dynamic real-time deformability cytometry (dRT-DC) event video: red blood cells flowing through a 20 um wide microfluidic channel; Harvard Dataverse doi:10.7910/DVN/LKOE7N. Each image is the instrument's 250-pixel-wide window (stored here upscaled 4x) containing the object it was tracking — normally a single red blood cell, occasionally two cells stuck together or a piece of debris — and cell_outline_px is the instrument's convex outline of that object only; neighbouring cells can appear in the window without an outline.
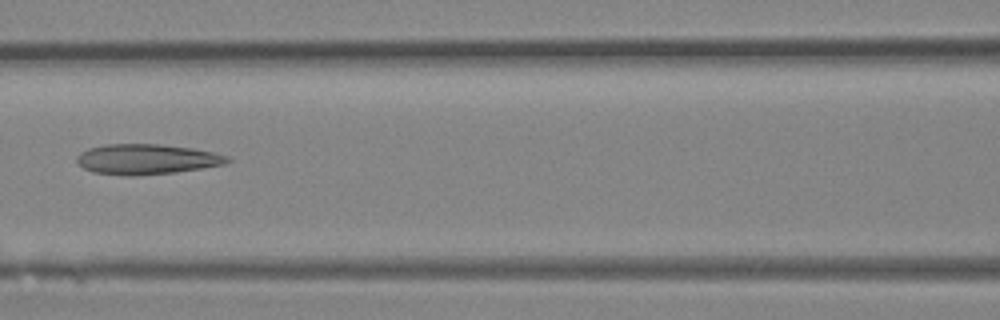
{"species": "Egyptian fruit bat (a non-hibernating species)", "species_latin": "Rousettus aegyptiacus", "temperature_condition": "room temperature", "stored_images_in_passage": 5, "camera_frame_rate_fps": 3000, "um_per_image_px": 0.085, "animal": {"sex": "female"}, "frame": {"image": 1, "passage_image": 5, "time_ms": 4.667, "image_size_px": [1000, 320], "cell_outline_px": [[232, 160], [224, 164], [176, 172], [136, 176], [128, 176], [92, 172], [84, 168], [76, 160], [76, 156], [80, 152], [88, 148], [108, 144], [160, 144], [192, 148], [212, 152], [228, 156]], "centroid_in_image_um": [12.44, 13.53], "position_along_channel_um": 154.2, "area_um2": 26.53}}